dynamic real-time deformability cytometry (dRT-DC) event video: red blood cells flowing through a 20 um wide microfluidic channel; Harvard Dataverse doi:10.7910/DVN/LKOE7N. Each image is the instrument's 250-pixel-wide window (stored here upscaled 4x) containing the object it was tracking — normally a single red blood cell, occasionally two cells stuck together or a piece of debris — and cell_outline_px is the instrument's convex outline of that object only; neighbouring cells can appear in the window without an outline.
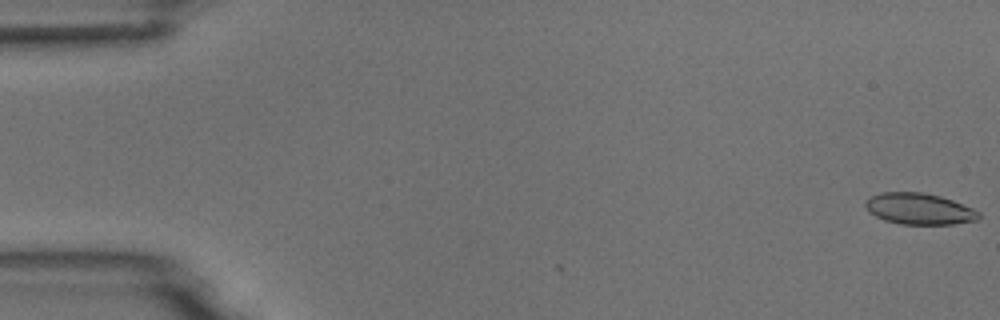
{"species": "common noctule bat (a hibernating species)", "species_latin": "Nyctalus noctula", "temperature_condition": "room temperature", "stored_images_in_passage": 54, "camera_frame_rate_fps": 3000, "um_per_image_px": 0.085, "animal": {"sex": "male", "body_mass_g": 18.8}, "frame": {"image": 1, "passage_image": 1, "time_ms": 0.0, "image_size_px": [1000, 320], "cell_outline_px": [[980, 216], [976, 220], [952, 224], [900, 224], [884, 220], [868, 212], [864, 204], [864, 200], [880, 192], [920, 192], [940, 196], [952, 200], [972, 208], [980, 212]], "centroid_in_image_um": [78.09, 17.75], "position_along_channel_um": 6.9, "area_um2": 20.63}}
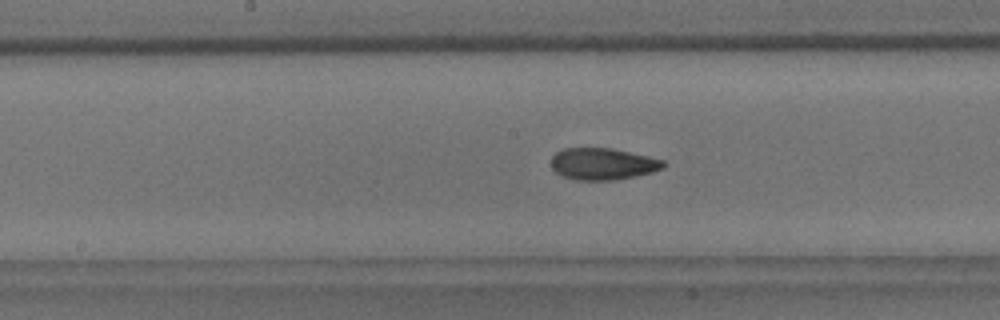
{"frame": {"image": 2, "passage_image": 28, "time_ms": 9.0, "image_size_px": [1000, 320], "cell_outline_px": [[668, 164], [664, 168], [652, 172], [616, 180], [576, 180], [564, 176], [556, 172], [552, 168], [552, 156], [556, 152], [564, 148], [612, 148], [648, 156], [664, 160]], "centroid_in_image_um": [51.27, 13.93], "position_along_channel_um": 196.9, "area_um2": 20.81}}
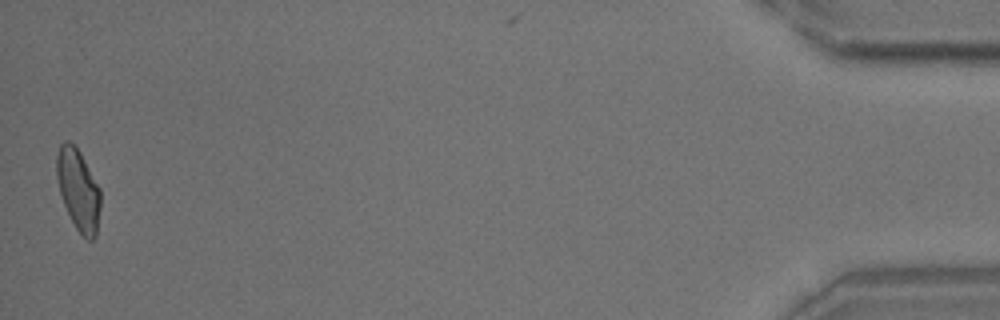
{"frame": {"image": 3, "passage_image": 54, "time_ms": 17.667, "image_size_px": [1000, 320], "cell_outline_px": [[100, 208], [96, 236], [92, 240], [88, 240], [76, 228], [64, 204], [60, 192], [56, 176], [56, 156], [60, 144], [64, 140], [68, 140], [80, 152], [100, 188]], "centroid_in_image_um": [6.65, 16.1], "position_along_channel_um": 428.5, "area_um2": 20.58}, "authors_computed_cell_mechanics": {"area_um2": 20.8658, "velocity_mm_per_s": 3.7332, "shape_relaxation_time_tau1_ms": 7.3543, "shape_relaxation_time_tau2_ms": 2.7493, "deformation_change_tau1": 0.1721, "deformation_change_tau2": 0.0737}}